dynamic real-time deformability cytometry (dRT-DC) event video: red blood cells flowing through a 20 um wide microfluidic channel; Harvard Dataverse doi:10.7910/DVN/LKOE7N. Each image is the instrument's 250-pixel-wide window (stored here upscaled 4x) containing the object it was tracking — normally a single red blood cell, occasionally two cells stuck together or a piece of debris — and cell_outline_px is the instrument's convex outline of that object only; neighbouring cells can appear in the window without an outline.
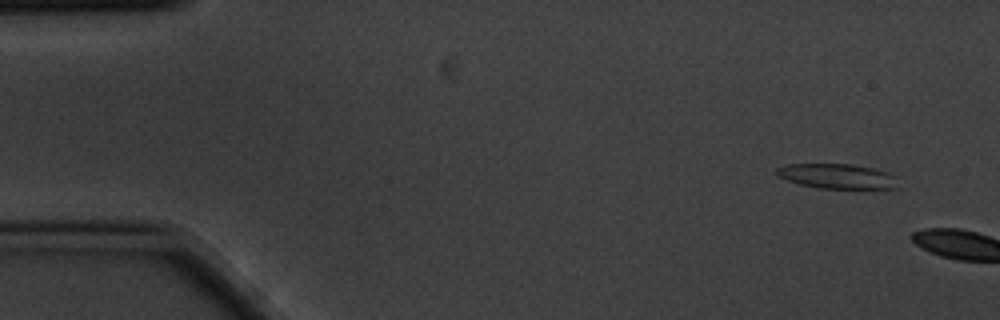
{"species": "common noctule bat (a hibernating species)", "species_latin": "Nyctalus noctula", "temperature_condition": "cold", "stored_images_in_passage": 7, "camera_frame_rate_fps": 3000, "um_per_image_px": 0.085, "animal": {"sex": "male", "body_mass_g": 20.1, "forearm_length_mm": 53.5}, "frame": {"image": 1, "passage_image": 1, "time_ms": 0.0, "image_size_px": [1000, 320], "cell_outline_px": [[896, 188], [820, 188], [800, 184], [788, 180], [780, 176], [776, 172], [776, 168], [788, 164], [852, 164], [872, 168], [888, 172], [892, 176]], "centroid_in_image_um": [71.1, 14.96], "position_along_channel_um": 13.9, "area_um2": 17.05}}